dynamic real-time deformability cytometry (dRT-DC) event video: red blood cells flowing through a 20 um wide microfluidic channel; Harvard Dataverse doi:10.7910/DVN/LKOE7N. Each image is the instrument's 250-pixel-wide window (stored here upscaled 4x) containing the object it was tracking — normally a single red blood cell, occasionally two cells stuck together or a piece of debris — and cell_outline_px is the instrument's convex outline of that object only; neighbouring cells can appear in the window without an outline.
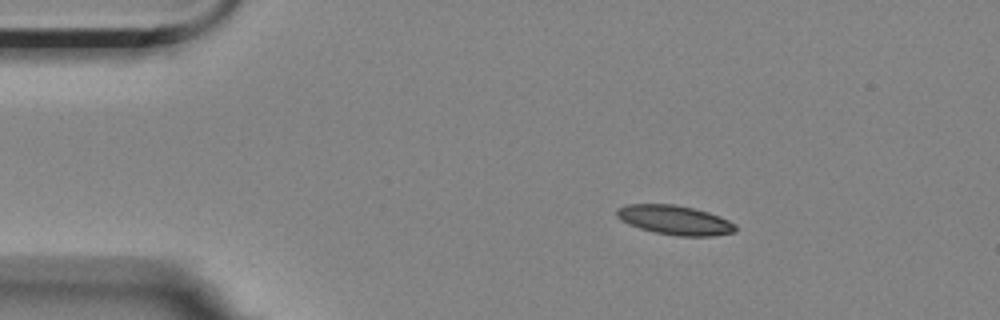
{"species": "Egyptian fruit bat (a non-hibernating species)", "species_latin": "Rousettus aegyptiacus", "temperature_condition": "room temperature", "stored_images_in_passage": 4, "camera_frame_rate_fps": 3000, "um_per_image_px": 0.085, "animal": {"sex": "female"}, "frame": {"image": 1, "passage_image": 2, "time_ms": 1.333, "image_size_px": [1000, 320], "cell_outline_px": [[736, 232], [712, 236], [676, 236], [656, 232], [640, 228], [628, 224], [620, 220], [616, 216], [616, 208], [628, 204], [672, 204], [692, 208], [708, 212], [720, 216], [736, 224]], "centroid_in_image_um": [57.35, 18.7], "position_along_channel_um": 27.6, "area_um2": 20.35}}